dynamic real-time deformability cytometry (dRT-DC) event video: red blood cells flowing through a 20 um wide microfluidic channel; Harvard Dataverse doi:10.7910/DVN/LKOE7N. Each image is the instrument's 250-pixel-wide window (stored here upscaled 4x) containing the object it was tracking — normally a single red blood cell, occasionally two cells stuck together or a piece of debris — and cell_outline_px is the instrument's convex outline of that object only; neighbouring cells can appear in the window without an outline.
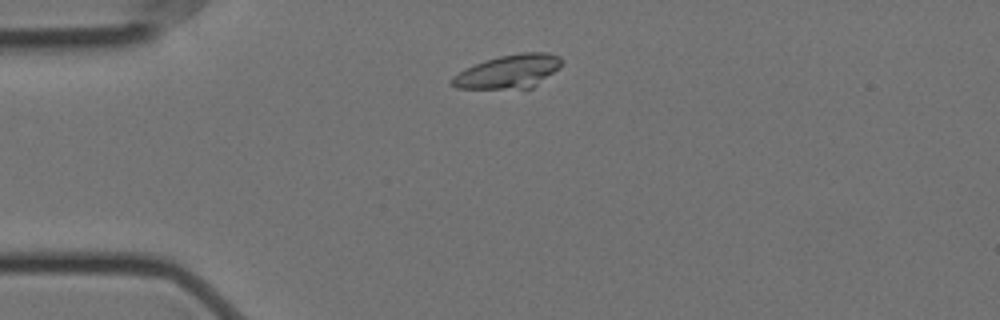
{"species": "Egyptian fruit bat (a non-hibernating species)", "species_latin": "Rousettus aegyptiacus", "temperature_condition": "cold", "stored_images_in_passage": 50, "camera_frame_rate_fps": 3000, "um_per_image_px": 0.085, "animal": {"sex": "female"}, "frame": {"image": 1, "passage_image": 6, "time_ms": 1.667, "image_size_px": [1000, 320], "cell_outline_px": [[564, 60], [560, 68], [532, 88], [456, 88], [448, 84], [448, 80], [452, 76], [464, 68], [484, 60], [500, 56], [520, 52], [548, 52], [560, 56]], "centroid_in_image_um": [43.21, 6.06], "position_along_channel_um": 41.8, "area_um2": 21.79}}
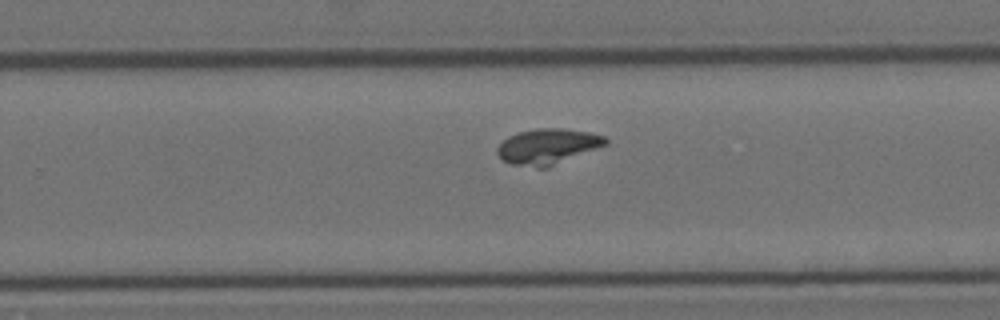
{"frame": {"image": 2, "passage_image": 29, "time_ms": 9.333, "image_size_px": [1000, 320], "cell_outline_px": [[608, 144], [548, 168], [536, 168], [512, 164], [504, 160], [496, 152], [496, 148], [508, 136], [520, 132], [536, 128], [560, 128], [588, 132], [604, 136], [608, 140]], "centroid_in_image_um": [46.56, 12.46], "position_along_channel_um": 283.2, "area_um2": 22.43}}
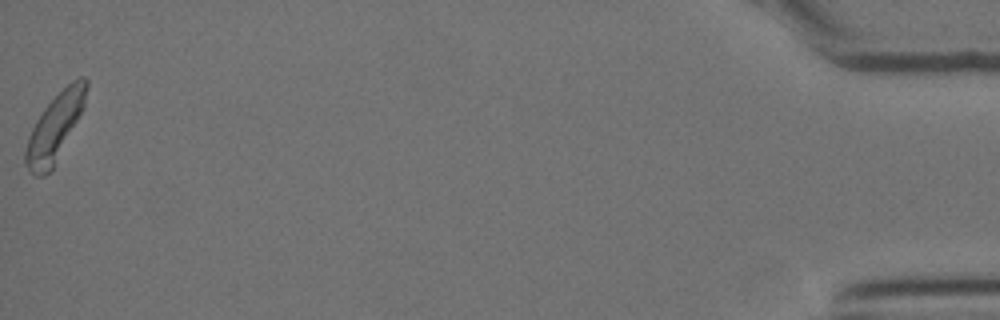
{"frame": {"image": 3, "passage_image": 50, "time_ms": 16.333, "image_size_px": [1000, 320], "cell_outline_px": [[88, 84], [84, 108], [52, 172], [44, 176], [36, 176], [24, 164], [24, 152], [28, 136], [36, 120], [44, 108], [72, 80], [80, 76], [84, 76], [88, 80]], "centroid_in_image_um": [4.67, 10.86], "position_along_channel_um": 430.5, "area_um2": 23.99}}